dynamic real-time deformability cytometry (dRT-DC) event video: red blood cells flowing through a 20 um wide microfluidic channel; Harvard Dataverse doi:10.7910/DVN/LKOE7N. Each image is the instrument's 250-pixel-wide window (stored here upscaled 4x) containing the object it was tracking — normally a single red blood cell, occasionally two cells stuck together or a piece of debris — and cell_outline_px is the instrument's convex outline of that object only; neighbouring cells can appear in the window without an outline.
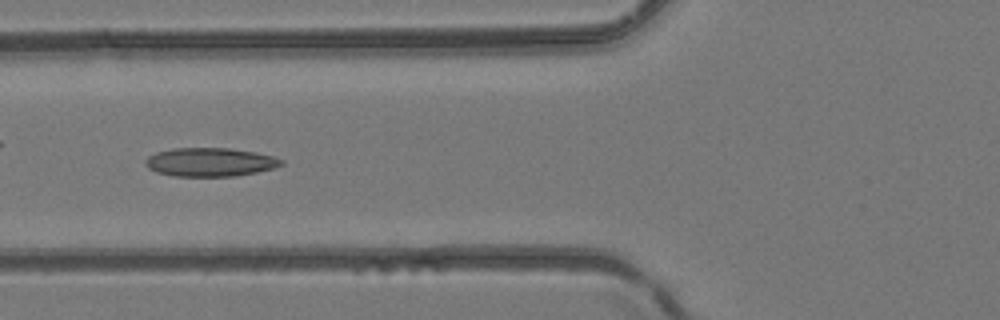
{"species": "common noctule bat (a hibernating species)", "species_latin": "Nyctalus noctula", "temperature_condition": "room temperature", "stored_images_in_passage": 46, "camera_frame_rate_fps": 3000, "um_per_image_px": 0.085, "animal": {"sex": "female", "body_mass_g": 24.6, "forearm_length_mm": 56.2}, "frame": {"image": 1, "passage_image": 18, "time_ms": 5.667, "image_size_px": [1000, 320], "cell_outline_px": [[284, 164], [276, 168], [236, 176], [172, 176], [156, 172], [148, 168], [144, 164], [144, 160], [148, 156], [156, 152], [172, 148], [232, 148], [256, 152], [272, 156], [284, 160]], "centroid_in_image_um": [17.85, 13.78], "position_along_channel_um": 107.9, "area_um2": 22.95}}
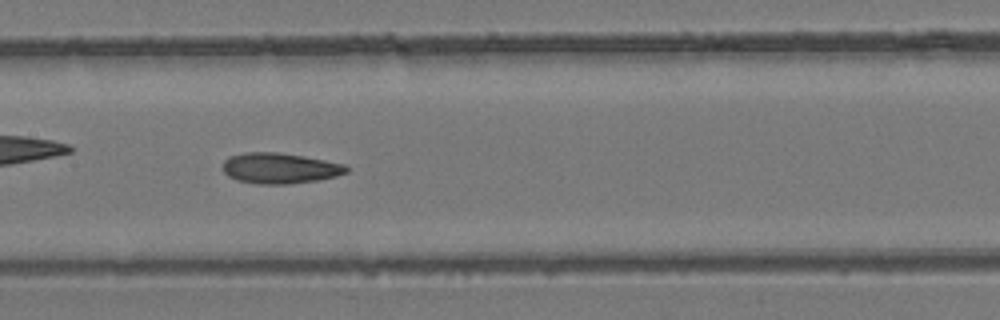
{"frame": {"image": 2, "passage_image": 23, "time_ms": 7.333, "image_size_px": [1000, 320], "cell_outline_px": [[348, 172], [336, 176], [320, 180], [288, 184], [256, 184], [236, 180], [228, 176], [224, 172], [224, 160], [228, 156], [244, 152], [276, 152], [304, 156], [344, 164], [348, 168]], "centroid_in_image_um": [23.77, 14.3], "position_along_channel_um": 183.6, "area_um2": 22.2}}
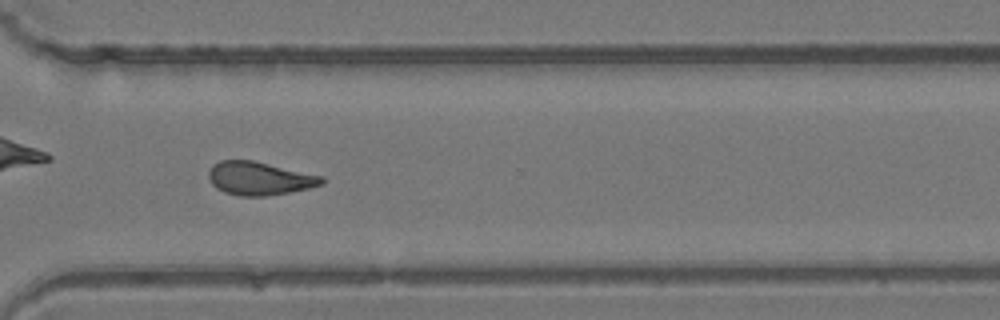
{"frame": {"image": 3, "passage_image": 34, "time_ms": 11.0, "image_size_px": [1000, 320], "cell_outline_px": [[324, 184], [308, 188], [268, 196], [240, 196], [224, 192], [216, 188], [208, 180], [208, 172], [212, 164], [220, 160], [252, 160], [324, 176]], "centroid_in_image_um": [22.03, 15.16], "position_along_channel_um": 348.6, "area_um2": 22.08}}